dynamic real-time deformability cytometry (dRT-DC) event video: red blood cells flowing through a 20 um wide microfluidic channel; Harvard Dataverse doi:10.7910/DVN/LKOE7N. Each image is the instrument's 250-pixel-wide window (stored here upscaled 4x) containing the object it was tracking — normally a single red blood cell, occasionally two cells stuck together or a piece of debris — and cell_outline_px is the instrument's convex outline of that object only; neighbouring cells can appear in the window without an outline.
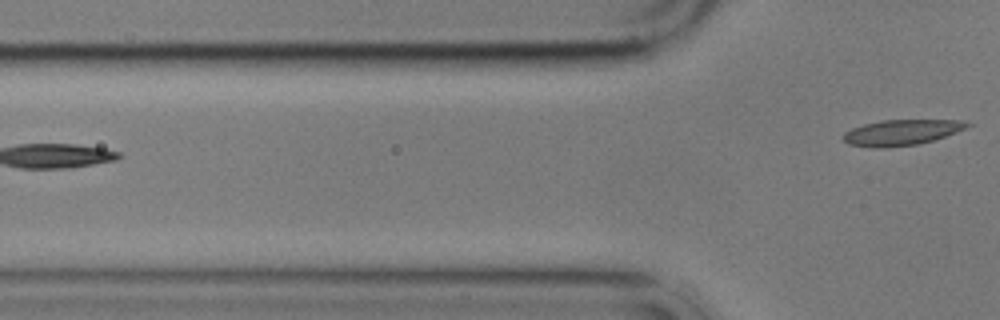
{"species": "common noctule bat (a hibernating species)", "species_latin": "Nyctalus noctula", "temperature_condition": "cold", "stored_images_in_passage": 6, "camera_frame_rate_fps": 3000, "um_per_image_px": 0.085, "animal": {"sex": "male", "body_mass_g": 17.9}, "frame": {"image": 1, "passage_image": 6, "time_ms": 6.0, "image_size_px": [1000, 320], "cell_outline_px": [[972, 124], [956, 132], [920, 144], [884, 148], [872, 148], [848, 144], [840, 136], [844, 132], [852, 128], [864, 124], [880, 120], [964, 120]], "centroid_in_image_um": [76.57, 11.26], "position_along_channel_um": 49.2, "area_um2": 18.61}}